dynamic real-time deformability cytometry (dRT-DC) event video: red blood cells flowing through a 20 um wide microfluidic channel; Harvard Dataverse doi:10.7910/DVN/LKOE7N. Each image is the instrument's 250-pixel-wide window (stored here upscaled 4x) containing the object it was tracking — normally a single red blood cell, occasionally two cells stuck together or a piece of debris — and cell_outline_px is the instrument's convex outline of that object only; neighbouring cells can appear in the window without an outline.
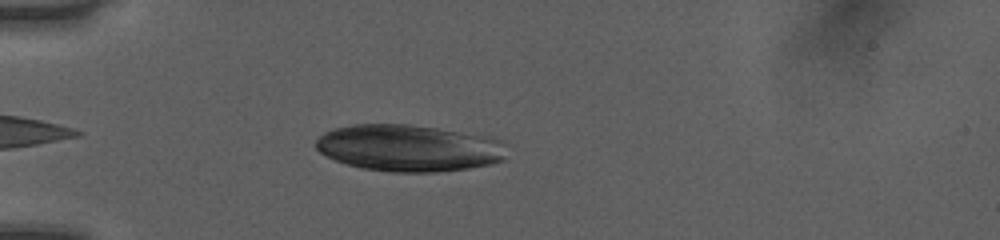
{"species": "human", "species_latin": "Homo sapiens", "temperature_condition": "room temperature", "stored_images_in_passage": 35, "camera_frame_rate_fps": 3000, "um_per_image_px": 0.085, "donor": {"sex": "female"}, "frame": {"image": 1, "passage_image": 3, "time_ms": 0.667, "image_size_px": [1000, 240], "cell_outline_px": [[504, 160], [492, 164], [468, 168], [440, 172], [388, 172], [360, 168], [336, 160], [320, 152], [316, 148], [316, 140], [324, 132], [336, 128], [352, 124], [408, 124], [492, 136], [504, 140]], "centroid_in_image_um": [34.79, 12.58], "position_along_channel_um": 50.2, "area_um2": 52.31}}
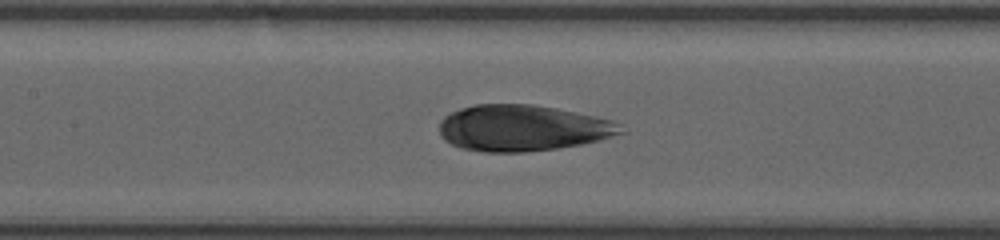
{"frame": {"image": 2, "passage_image": 13, "time_ms": 4.0, "image_size_px": [1000, 240], "cell_outline_px": [[628, 132], [580, 144], [556, 148], [524, 152], [484, 152], [460, 148], [444, 140], [440, 132], [440, 120], [444, 116], [460, 108], [476, 104], [532, 104], [556, 108], [612, 120], [620, 124]], "centroid_in_image_um": [44.4, 10.88], "position_along_channel_um": 163.0, "area_um2": 48.73}}
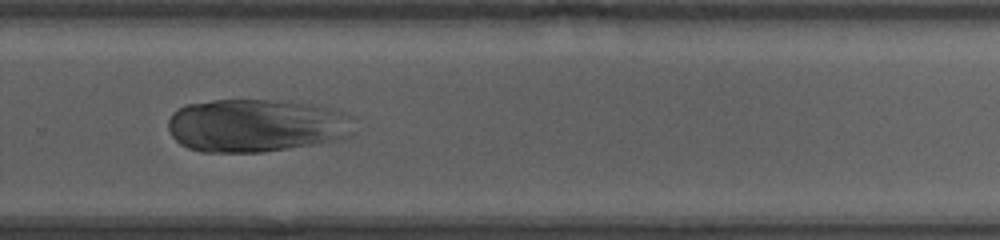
{"frame": {"image": 3, "passage_image": 24, "time_ms": 7.667, "image_size_px": [1000, 240], "cell_outline_px": [[356, 132], [352, 136], [336, 140], [264, 152], [200, 152], [188, 148], [180, 144], [172, 136], [168, 128], [168, 120], [172, 112], [184, 104], [212, 100], [292, 100], [332, 108], [344, 112], [352, 116]], "centroid_in_image_um": [21.8, 10.65], "position_along_channel_um": 308.0, "area_um2": 58.49}}